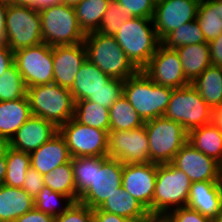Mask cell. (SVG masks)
I'll list each match as a JSON object with an SVG mask.
<instances>
[{
    "label": "cell",
    "mask_w": 222,
    "mask_h": 222,
    "mask_svg": "<svg viewBox=\"0 0 222 222\" xmlns=\"http://www.w3.org/2000/svg\"><path fill=\"white\" fill-rule=\"evenodd\" d=\"M114 37L138 70H143L149 64L161 44L153 19L143 17L126 20Z\"/></svg>",
    "instance_id": "obj_1"
},
{
    "label": "cell",
    "mask_w": 222,
    "mask_h": 222,
    "mask_svg": "<svg viewBox=\"0 0 222 222\" xmlns=\"http://www.w3.org/2000/svg\"><path fill=\"white\" fill-rule=\"evenodd\" d=\"M172 90L157 85L142 70L128 77L123 84V96L144 122L164 115Z\"/></svg>",
    "instance_id": "obj_2"
},
{
    "label": "cell",
    "mask_w": 222,
    "mask_h": 222,
    "mask_svg": "<svg viewBox=\"0 0 222 222\" xmlns=\"http://www.w3.org/2000/svg\"><path fill=\"white\" fill-rule=\"evenodd\" d=\"M87 59L111 78L125 81L139 70L128 59L114 36L91 32L83 41Z\"/></svg>",
    "instance_id": "obj_3"
},
{
    "label": "cell",
    "mask_w": 222,
    "mask_h": 222,
    "mask_svg": "<svg viewBox=\"0 0 222 222\" xmlns=\"http://www.w3.org/2000/svg\"><path fill=\"white\" fill-rule=\"evenodd\" d=\"M33 116L52 122L57 128L74 116L75 100L70 89L56 83L27 88Z\"/></svg>",
    "instance_id": "obj_4"
},
{
    "label": "cell",
    "mask_w": 222,
    "mask_h": 222,
    "mask_svg": "<svg viewBox=\"0 0 222 222\" xmlns=\"http://www.w3.org/2000/svg\"><path fill=\"white\" fill-rule=\"evenodd\" d=\"M191 183L190 178L171 163L157 164L153 215H165L173 209L186 207Z\"/></svg>",
    "instance_id": "obj_5"
},
{
    "label": "cell",
    "mask_w": 222,
    "mask_h": 222,
    "mask_svg": "<svg viewBox=\"0 0 222 222\" xmlns=\"http://www.w3.org/2000/svg\"><path fill=\"white\" fill-rule=\"evenodd\" d=\"M38 12L44 43L51 47L83 43L85 34L79 27L74 7L61 3Z\"/></svg>",
    "instance_id": "obj_6"
},
{
    "label": "cell",
    "mask_w": 222,
    "mask_h": 222,
    "mask_svg": "<svg viewBox=\"0 0 222 222\" xmlns=\"http://www.w3.org/2000/svg\"><path fill=\"white\" fill-rule=\"evenodd\" d=\"M149 141L151 163H171L176 153L188 141V132L176 121L164 116L144 122Z\"/></svg>",
    "instance_id": "obj_7"
},
{
    "label": "cell",
    "mask_w": 222,
    "mask_h": 222,
    "mask_svg": "<svg viewBox=\"0 0 222 222\" xmlns=\"http://www.w3.org/2000/svg\"><path fill=\"white\" fill-rule=\"evenodd\" d=\"M214 111L191 85L172 90L164 117L179 122L189 133L213 121Z\"/></svg>",
    "instance_id": "obj_8"
},
{
    "label": "cell",
    "mask_w": 222,
    "mask_h": 222,
    "mask_svg": "<svg viewBox=\"0 0 222 222\" xmlns=\"http://www.w3.org/2000/svg\"><path fill=\"white\" fill-rule=\"evenodd\" d=\"M5 43L13 52L43 43L38 10L25 5L7 6Z\"/></svg>",
    "instance_id": "obj_9"
},
{
    "label": "cell",
    "mask_w": 222,
    "mask_h": 222,
    "mask_svg": "<svg viewBox=\"0 0 222 222\" xmlns=\"http://www.w3.org/2000/svg\"><path fill=\"white\" fill-rule=\"evenodd\" d=\"M58 131L72 158L107 157L109 131L83 125L74 118L60 126Z\"/></svg>",
    "instance_id": "obj_10"
},
{
    "label": "cell",
    "mask_w": 222,
    "mask_h": 222,
    "mask_svg": "<svg viewBox=\"0 0 222 222\" xmlns=\"http://www.w3.org/2000/svg\"><path fill=\"white\" fill-rule=\"evenodd\" d=\"M14 64L26 88L53 83V47L44 42L14 52Z\"/></svg>",
    "instance_id": "obj_11"
},
{
    "label": "cell",
    "mask_w": 222,
    "mask_h": 222,
    "mask_svg": "<svg viewBox=\"0 0 222 222\" xmlns=\"http://www.w3.org/2000/svg\"><path fill=\"white\" fill-rule=\"evenodd\" d=\"M123 165L114 158L94 157L93 183L78 201L91 209L98 208L121 187Z\"/></svg>",
    "instance_id": "obj_12"
},
{
    "label": "cell",
    "mask_w": 222,
    "mask_h": 222,
    "mask_svg": "<svg viewBox=\"0 0 222 222\" xmlns=\"http://www.w3.org/2000/svg\"><path fill=\"white\" fill-rule=\"evenodd\" d=\"M107 157L123 164L150 163L145 126L128 131H109Z\"/></svg>",
    "instance_id": "obj_13"
},
{
    "label": "cell",
    "mask_w": 222,
    "mask_h": 222,
    "mask_svg": "<svg viewBox=\"0 0 222 222\" xmlns=\"http://www.w3.org/2000/svg\"><path fill=\"white\" fill-rule=\"evenodd\" d=\"M142 71L157 85L175 89L191 84L184 75L176 49L167 48L162 44Z\"/></svg>",
    "instance_id": "obj_14"
},
{
    "label": "cell",
    "mask_w": 222,
    "mask_h": 222,
    "mask_svg": "<svg viewBox=\"0 0 222 222\" xmlns=\"http://www.w3.org/2000/svg\"><path fill=\"white\" fill-rule=\"evenodd\" d=\"M171 164L183 171L191 182L222 181V166L188 141L176 153Z\"/></svg>",
    "instance_id": "obj_15"
},
{
    "label": "cell",
    "mask_w": 222,
    "mask_h": 222,
    "mask_svg": "<svg viewBox=\"0 0 222 222\" xmlns=\"http://www.w3.org/2000/svg\"><path fill=\"white\" fill-rule=\"evenodd\" d=\"M157 164H124L122 188L137 199L153 215V194L156 184Z\"/></svg>",
    "instance_id": "obj_16"
},
{
    "label": "cell",
    "mask_w": 222,
    "mask_h": 222,
    "mask_svg": "<svg viewBox=\"0 0 222 222\" xmlns=\"http://www.w3.org/2000/svg\"><path fill=\"white\" fill-rule=\"evenodd\" d=\"M200 0H163L155 5L153 23L162 41L179 26L196 20Z\"/></svg>",
    "instance_id": "obj_17"
},
{
    "label": "cell",
    "mask_w": 222,
    "mask_h": 222,
    "mask_svg": "<svg viewBox=\"0 0 222 222\" xmlns=\"http://www.w3.org/2000/svg\"><path fill=\"white\" fill-rule=\"evenodd\" d=\"M86 59L87 52L84 43L53 46V83L71 89L75 76Z\"/></svg>",
    "instance_id": "obj_18"
},
{
    "label": "cell",
    "mask_w": 222,
    "mask_h": 222,
    "mask_svg": "<svg viewBox=\"0 0 222 222\" xmlns=\"http://www.w3.org/2000/svg\"><path fill=\"white\" fill-rule=\"evenodd\" d=\"M186 207L216 222L222 214V181L192 182Z\"/></svg>",
    "instance_id": "obj_19"
},
{
    "label": "cell",
    "mask_w": 222,
    "mask_h": 222,
    "mask_svg": "<svg viewBox=\"0 0 222 222\" xmlns=\"http://www.w3.org/2000/svg\"><path fill=\"white\" fill-rule=\"evenodd\" d=\"M57 132L58 128L52 122L32 115L17 130L7 145L30 154L51 139Z\"/></svg>",
    "instance_id": "obj_20"
},
{
    "label": "cell",
    "mask_w": 222,
    "mask_h": 222,
    "mask_svg": "<svg viewBox=\"0 0 222 222\" xmlns=\"http://www.w3.org/2000/svg\"><path fill=\"white\" fill-rule=\"evenodd\" d=\"M30 155L31 167L41 174L52 172L56 167L71 160L65 139L59 131Z\"/></svg>",
    "instance_id": "obj_21"
},
{
    "label": "cell",
    "mask_w": 222,
    "mask_h": 222,
    "mask_svg": "<svg viewBox=\"0 0 222 222\" xmlns=\"http://www.w3.org/2000/svg\"><path fill=\"white\" fill-rule=\"evenodd\" d=\"M32 116L27 95L12 101H0V144H7Z\"/></svg>",
    "instance_id": "obj_22"
},
{
    "label": "cell",
    "mask_w": 222,
    "mask_h": 222,
    "mask_svg": "<svg viewBox=\"0 0 222 222\" xmlns=\"http://www.w3.org/2000/svg\"><path fill=\"white\" fill-rule=\"evenodd\" d=\"M111 79L110 76L86 59L75 76L70 92L75 101L86 100L104 88Z\"/></svg>",
    "instance_id": "obj_23"
},
{
    "label": "cell",
    "mask_w": 222,
    "mask_h": 222,
    "mask_svg": "<svg viewBox=\"0 0 222 222\" xmlns=\"http://www.w3.org/2000/svg\"><path fill=\"white\" fill-rule=\"evenodd\" d=\"M34 207V199L22 188L0 185V222H14Z\"/></svg>",
    "instance_id": "obj_24"
},
{
    "label": "cell",
    "mask_w": 222,
    "mask_h": 222,
    "mask_svg": "<svg viewBox=\"0 0 222 222\" xmlns=\"http://www.w3.org/2000/svg\"><path fill=\"white\" fill-rule=\"evenodd\" d=\"M188 142L222 166V131L214 121L191 130Z\"/></svg>",
    "instance_id": "obj_25"
},
{
    "label": "cell",
    "mask_w": 222,
    "mask_h": 222,
    "mask_svg": "<svg viewBox=\"0 0 222 222\" xmlns=\"http://www.w3.org/2000/svg\"><path fill=\"white\" fill-rule=\"evenodd\" d=\"M98 209L136 220H147L150 216L148 209L125 191L122 186L108 197Z\"/></svg>",
    "instance_id": "obj_26"
},
{
    "label": "cell",
    "mask_w": 222,
    "mask_h": 222,
    "mask_svg": "<svg viewBox=\"0 0 222 222\" xmlns=\"http://www.w3.org/2000/svg\"><path fill=\"white\" fill-rule=\"evenodd\" d=\"M186 79L192 83L209 66H211L208 43L184 45L176 48Z\"/></svg>",
    "instance_id": "obj_27"
},
{
    "label": "cell",
    "mask_w": 222,
    "mask_h": 222,
    "mask_svg": "<svg viewBox=\"0 0 222 222\" xmlns=\"http://www.w3.org/2000/svg\"><path fill=\"white\" fill-rule=\"evenodd\" d=\"M191 85L213 111L222 107V67L209 66Z\"/></svg>",
    "instance_id": "obj_28"
},
{
    "label": "cell",
    "mask_w": 222,
    "mask_h": 222,
    "mask_svg": "<svg viewBox=\"0 0 222 222\" xmlns=\"http://www.w3.org/2000/svg\"><path fill=\"white\" fill-rule=\"evenodd\" d=\"M6 155V176L4 185L22 188L27 170L31 167L30 155L26 152L11 148L7 144H0Z\"/></svg>",
    "instance_id": "obj_29"
},
{
    "label": "cell",
    "mask_w": 222,
    "mask_h": 222,
    "mask_svg": "<svg viewBox=\"0 0 222 222\" xmlns=\"http://www.w3.org/2000/svg\"><path fill=\"white\" fill-rule=\"evenodd\" d=\"M111 0H82L74 6L79 27L88 34L98 31Z\"/></svg>",
    "instance_id": "obj_30"
},
{
    "label": "cell",
    "mask_w": 222,
    "mask_h": 222,
    "mask_svg": "<svg viewBox=\"0 0 222 222\" xmlns=\"http://www.w3.org/2000/svg\"><path fill=\"white\" fill-rule=\"evenodd\" d=\"M110 131H128L144 125L131 103L122 95L109 108Z\"/></svg>",
    "instance_id": "obj_31"
},
{
    "label": "cell",
    "mask_w": 222,
    "mask_h": 222,
    "mask_svg": "<svg viewBox=\"0 0 222 222\" xmlns=\"http://www.w3.org/2000/svg\"><path fill=\"white\" fill-rule=\"evenodd\" d=\"M73 118L83 125L110 131L109 109L95 102L89 100L75 101Z\"/></svg>",
    "instance_id": "obj_32"
},
{
    "label": "cell",
    "mask_w": 222,
    "mask_h": 222,
    "mask_svg": "<svg viewBox=\"0 0 222 222\" xmlns=\"http://www.w3.org/2000/svg\"><path fill=\"white\" fill-rule=\"evenodd\" d=\"M196 20L207 43L222 33V19L218 13L217 0H200Z\"/></svg>",
    "instance_id": "obj_33"
},
{
    "label": "cell",
    "mask_w": 222,
    "mask_h": 222,
    "mask_svg": "<svg viewBox=\"0 0 222 222\" xmlns=\"http://www.w3.org/2000/svg\"><path fill=\"white\" fill-rule=\"evenodd\" d=\"M43 179L44 185L48 186L52 191H57L67 195L74 202H77V193L71 160L56 167L52 172L43 174Z\"/></svg>",
    "instance_id": "obj_34"
},
{
    "label": "cell",
    "mask_w": 222,
    "mask_h": 222,
    "mask_svg": "<svg viewBox=\"0 0 222 222\" xmlns=\"http://www.w3.org/2000/svg\"><path fill=\"white\" fill-rule=\"evenodd\" d=\"M201 43L207 42L197 20L179 26L161 41L162 45L171 49Z\"/></svg>",
    "instance_id": "obj_35"
},
{
    "label": "cell",
    "mask_w": 222,
    "mask_h": 222,
    "mask_svg": "<svg viewBox=\"0 0 222 222\" xmlns=\"http://www.w3.org/2000/svg\"><path fill=\"white\" fill-rule=\"evenodd\" d=\"M73 203L74 201L69 196L52 191L48 186H44L34 199L37 210L54 218L63 214Z\"/></svg>",
    "instance_id": "obj_36"
},
{
    "label": "cell",
    "mask_w": 222,
    "mask_h": 222,
    "mask_svg": "<svg viewBox=\"0 0 222 222\" xmlns=\"http://www.w3.org/2000/svg\"><path fill=\"white\" fill-rule=\"evenodd\" d=\"M27 88L15 64L0 76V101H12L25 97Z\"/></svg>",
    "instance_id": "obj_37"
},
{
    "label": "cell",
    "mask_w": 222,
    "mask_h": 222,
    "mask_svg": "<svg viewBox=\"0 0 222 222\" xmlns=\"http://www.w3.org/2000/svg\"><path fill=\"white\" fill-rule=\"evenodd\" d=\"M73 167L77 201L79 197L93 183L94 176V157H74L71 158Z\"/></svg>",
    "instance_id": "obj_38"
},
{
    "label": "cell",
    "mask_w": 222,
    "mask_h": 222,
    "mask_svg": "<svg viewBox=\"0 0 222 222\" xmlns=\"http://www.w3.org/2000/svg\"><path fill=\"white\" fill-rule=\"evenodd\" d=\"M131 18H133L131 14L122 9V6L116 0H111L105 14L103 15L97 32L114 36L122 27L124 22Z\"/></svg>",
    "instance_id": "obj_39"
},
{
    "label": "cell",
    "mask_w": 222,
    "mask_h": 222,
    "mask_svg": "<svg viewBox=\"0 0 222 222\" xmlns=\"http://www.w3.org/2000/svg\"><path fill=\"white\" fill-rule=\"evenodd\" d=\"M123 84V80L112 78L104 88L94 93L93 96H89L86 100L109 109L123 95Z\"/></svg>",
    "instance_id": "obj_40"
},
{
    "label": "cell",
    "mask_w": 222,
    "mask_h": 222,
    "mask_svg": "<svg viewBox=\"0 0 222 222\" xmlns=\"http://www.w3.org/2000/svg\"><path fill=\"white\" fill-rule=\"evenodd\" d=\"M93 209L77 201L63 214L55 217V222H92Z\"/></svg>",
    "instance_id": "obj_41"
},
{
    "label": "cell",
    "mask_w": 222,
    "mask_h": 222,
    "mask_svg": "<svg viewBox=\"0 0 222 222\" xmlns=\"http://www.w3.org/2000/svg\"><path fill=\"white\" fill-rule=\"evenodd\" d=\"M132 17L152 19L155 5L151 0H116Z\"/></svg>",
    "instance_id": "obj_42"
},
{
    "label": "cell",
    "mask_w": 222,
    "mask_h": 222,
    "mask_svg": "<svg viewBox=\"0 0 222 222\" xmlns=\"http://www.w3.org/2000/svg\"><path fill=\"white\" fill-rule=\"evenodd\" d=\"M165 216L171 222H213L210 218L188 207L173 209L165 214Z\"/></svg>",
    "instance_id": "obj_43"
},
{
    "label": "cell",
    "mask_w": 222,
    "mask_h": 222,
    "mask_svg": "<svg viewBox=\"0 0 222 222\" xmlns=\"http://www.w3.org/2000/svg\"><path fill=\"white\" fill-rule=\"evenodd\" d=\"M44 186L43 174L30 167L23 180L22 189L35 199Z\"/></svg>",
    "instance_id": "obj_44"
},
{
    "label": "cell",
    "mask_w": 222,
    "mask_h": 222,
    "mask_svg": "<svg viewBox=\"0 0 222 222\" xmlns=\"http://www.w3.org/2000/svg\"><path fill=\"white\" fill-rule=\"evenodd\" d=\"M146 220H136L127 217H123L116 214L100 211L98 208L93 209L92 222H145Z\"/></svg>",
    "instance_id": "obj_45"
},
{
    "label": "cell",
    "mask_w": 222,
    "mask_h": 222,
    "mask_svg": "<svg viewBox=\"0 0 222 222\" xmlns=\"http://www.w3.org/2000/svg\"><path fill=\"white\" fill-rule=\"evenodd\" d=\"M14 222H55V218L34 207L32 210L18 217Z\"/></svg>",
    "instance_id": "obj_46"
},
{
    "label": "cell",
    "mask_w": 222,
    "mask_h": 222,
    "mask_svg": "<svg viewBox=\"0 0 222 222\" xmlns=\"http://www.w3.org/2000/svg\"><path fill=\"white\" fill-rule=\"evenodd\" d=\"M14 64V52L7 44L0 43V76H2L8 68Z\"/></svg>",
    "instance_id": "obj_47"
},
{
    "label": "cell",
    "mask_w": 222,
    "mask_h": 222,
    "mask_svg": "<svg viewBox=\"0 0 222 222\" xmlns=\"http://www.w3.org/2000/svg\"><path fill=\"white\" fill-rule=\"evenodd\" d=\"M208 44L210 48L211 65L222 67V33Z\"/></svg>",
    "instance_id": "obj_48"
},
{
    "label": "cell",
    "mask_w": 222,
    "mask_h": 222,
    "mask_svg": "<svg viewBox=\"0 0 222 222\" xmlns=\"http://www.w3.org/2000/svg\"><path fill=\"white\" fill-rule=\"evenodd\" d=\"M7 5L0 4V43L5 42Z\"/></svg>",
    "instance_id": "obj_49"
},
{
    "label": "cell",
    "mask_w": 222,
    "mask_h": 222,
    "mask_svg": "<svg viewBox=\"0 0 222 222\" xmlns=\"http://www.w3.org/2000/svg\"><path fill=\"white\" fill-rule=\"evenodd\" d=\"M6 170V155L5 152L0 148V185L4 184Z\"/></svg>",
    "instance_id": "obj_50"
},
{
    "label": "cell",
    "mask_w": 222,
    "mask_h": 222,
    "mask_svg": "<svg viewBox=\"0 0 222 222\" xmlns=\"http://www.w3.org/2000/svg\"><path fill=\"white\" fill-rule=\"evenodd\" d=\"M14 5L32 6L36 10H40V0H13Z\"/></svg>",
    "instance_id": "obj_51"
},
{
    "label": "cell",
    "mask_w": 222,
    "mask_h": 222,
    "mask_svg": "<svg viewBox=\"0 0 222 222\" xmlns=\"http://www.w3.org/2000/svg\"><path fill=\"white\" fill-rule=\"evenodd\" d=\"M213 121L218 125L222 131V107H218L214 110Z\"/></svg>",
    "instance_id": "obj_52"
},
{
    "label": "cell",
    "mask_w": 222,
    "mask_h": 222,
    "mask_svg": "<svg viewBox=\"0 0 222 222\" xmlns=\"http://www.w3.org/2000/svg\"><path fill=\"white\" fill-rule=\"evenodd\" d=\"M145 222H171L165 215H150Z\"/></svg>",
    "instance_id": "obj_53"
},
{
    "label": "cell",
    "mask_w": 222,
    "mask_h": 222,
    "mask_svg": "<svg viewBox=\"0 0 222 222\" xmlns=\"http://www.w3.org/2000/svg\"><path fill=\"white\" fill-rule=\"evenodd\" d=\"M61 3L62 0H40V10Z\"/></svg>",
    "instance_id": "obj_54"
},
{
    "label": "cell",
    "mask_w": 222,
    "mask_h": 222,
    "mask_svg": "<svg viewBox=\"0 0 222 222\" xmlns=\"http://www.w3.org/2000/svg\"><path fill=\"white\" fill-rule=\"evenodd\" d=\"M82 0H62V3L74 7L75 5L79 4Z\"/></svg>",
    "instance_id": "obj_55"
},
{
    "label": "cell",
    "mask_w": 222,
    "mask_h": 222,
    "mask_svg": "<svg viewBox=\"0 0 222 222\" xmlns=\"http://www.w3.org/2000/svg\"><path fill=\"white\" fill-rule=\"evenodd\" d=\"M218 1V13L220 15V18L222 19V0H217Z\"/></svg>",
    "instance_id": "obj_56"
},
{
    "label": "cell",
    "mask_w": 222,
    "mask_h": 222,
    "mask_svg": "<svg viewBox=\"0 0 222 222\" xmlns=\"http://www.w3.org/2000/svg\"><path fill=\"white\" fill-rule=\"evenodd\" d=\"M0 4H5L9 6L13 4V0H0Z\"/></svg>",
    "instance_id": "obj_57"
},
{
    "label": "cell",
    "mask_w": 222,
    "mask_h": 222,
    "mask_svg": "<svg viewBox=\"0 0 222 222\" xmlns=\"http://www.w3.org/2000/svg\"><path fill=\"white\" fill-rule=\"evenodd\" d=\"M153 2L154 5L159 4L160 2H162L163 0H151Z\"/></svg>",
    "instance_id": "obj_58"
},
{
    "label": "cell",
    "mask_w": 222,
    "mask_h": 222,
    "mask_svg": "<svg viewBox=\"0 0 222 222\" xmlns=\"http://www.w3.org/2000/svg\"><path fill=\"white\" fill-rule=\"evenodd\" d=\"M216 222H222V214Z\"/></svg>",
    "instance_id": "obj_59"
}]
</instances>
